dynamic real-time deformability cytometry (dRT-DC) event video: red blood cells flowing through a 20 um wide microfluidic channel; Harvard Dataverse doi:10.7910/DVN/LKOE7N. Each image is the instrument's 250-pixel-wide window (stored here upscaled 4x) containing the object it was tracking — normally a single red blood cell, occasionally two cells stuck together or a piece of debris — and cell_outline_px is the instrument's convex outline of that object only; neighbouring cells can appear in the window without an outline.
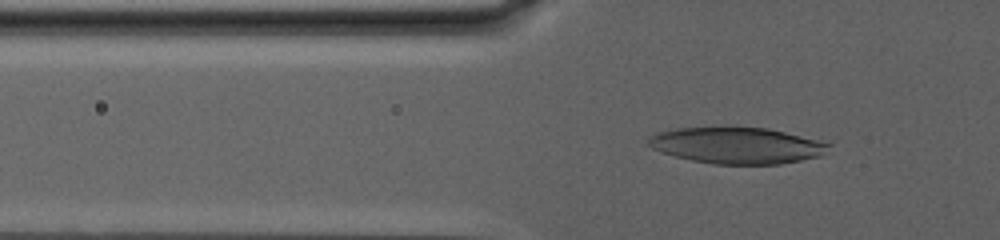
{"species": "human", "species_latin": "Homo sapiens", "temperature_condition": "warm", "stored_images_in_passage": 77, "camera_frame_rate_fps": 3000, "um_per_image_px": 0.085, "donor": {"sex": "male"}, "frame": {"image": 1, "passage_image": 27, "time_ms": 8.667, "image_size_px": [1000, 240], "cell_outline_px": [[832, 144], [820, 156], [780, 164], [712, 164], [692, 160], [660, 152], [652, 148], [648, 144], [648, 136], [656, 132], [676, 128], [768, 128]], "centroid_in_image_um": [62.58, 12.37], "position_along_channel_um": 63.2, "area_um2": 37.69}}
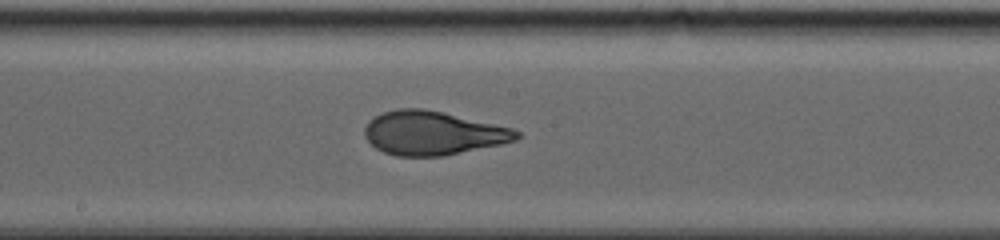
{"frame": {"image": 2, "passage_image": 45, "time_ms": 14.667, "image_size_px": [1000, 240], "cell_outline_px": [[520, 136], [516, 140], [500, 144], [444, 156], [396, 156], [384, 152], [376, 148], [364, 136], [364, 128], [368, 120], [380, 112], [396, 108], [424, 108], [444, 112], [512, 128], [520, 132]], "centroid_in_image_um": [36.75, 11.3], "position_along_channel_um": 211.5, "area_um2": 38.96}}
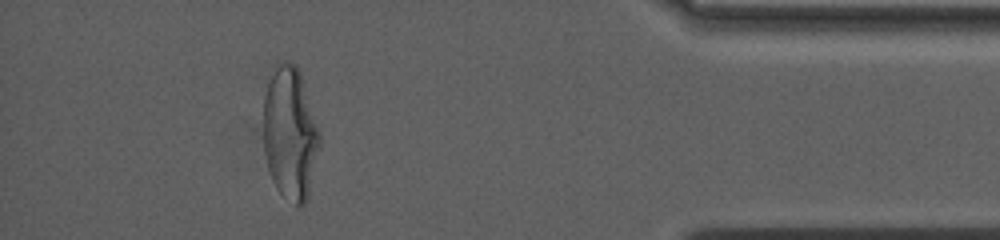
{"frame": {"image": 3, "passage_image": 71, "time_ms": 23.333, "image_size_px": [1000, 240], "cell_outline_px": [[320, 144], [308, 196], [304, 204], [296, 204], [280, 192], [276, 188], [272, 180], [268, 168], [264, 152], [264, 96], [268, 84], [276, 64], [284, 60], [288, 60], [296, 64], [300, 72], [320, 132]], "centroid_in_image_um": [24.66, 11.3], "position_along_channel_um": 410.5, "area_um2": 43.18}, "authors_computed_cell_mechanics": {"area_um2": 39.0728, "velocity_mm_per_s": 2.6978, "shape_relaxation_time_tau1_ms": 8.4887, "shape_relaxation_time_tau2_ms": 1.2513, "deformation_change_tau1": 0.2693, "deformation_change_tau2": 0.0782}}